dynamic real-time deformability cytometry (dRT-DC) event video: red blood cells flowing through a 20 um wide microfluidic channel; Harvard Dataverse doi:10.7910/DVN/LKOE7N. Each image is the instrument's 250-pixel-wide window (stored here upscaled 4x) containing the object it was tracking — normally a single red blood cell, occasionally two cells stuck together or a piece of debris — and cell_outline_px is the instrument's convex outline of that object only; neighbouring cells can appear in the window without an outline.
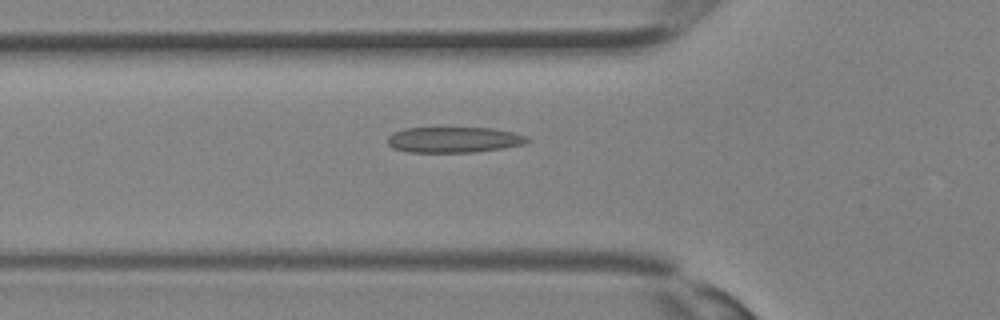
{"species": "Egyptian fruit bat (a non-hibernating species)", "species_latin": "Rousettus aegyptiacus", "temperature_condition": "room temperature", "stored_images_in_passage": 34, "camera_frame_rate_fps": 3000, "um_per_image_px": 0.085, "animal": {"sex": "female"}, "frame": {"image": 1, "passage_image": 12, "time_ms": 3.667, "image_size_px": [1000, 320], "cell_outline_px": [[532, 140], [524, 144], [504, 148], [476, 152], [408, 152], [392, 148], [388, 144], [388, 136], [392, 132], [404, 128], [492, 128], [512, 132], [528, 136]], "centroid_in_image_um": [38.59, 11.88], "position_along_channel_um": 87.2, "area_um2": 21.1}}
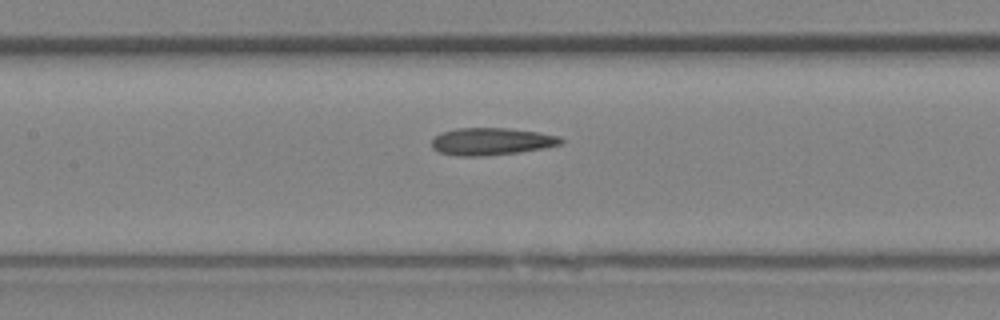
{"frame": {"image": 2, "passage_image": 16, "time_ms": 5.0, "image_size_px": [1000, 320], "cell_outline_px": [[564, 140], [560, 144], [544, 148], [520, 152], [480, 156], [456, 156], [440, 152], [432, 148], [432, 140], [440, 132], [456, 128], [508, 128], [540, 132], [560, 136]], "centroid_in_image_um": [41.77, 12.02], "position_along_channel_um": 165.6, "area_um2": 20.63}}
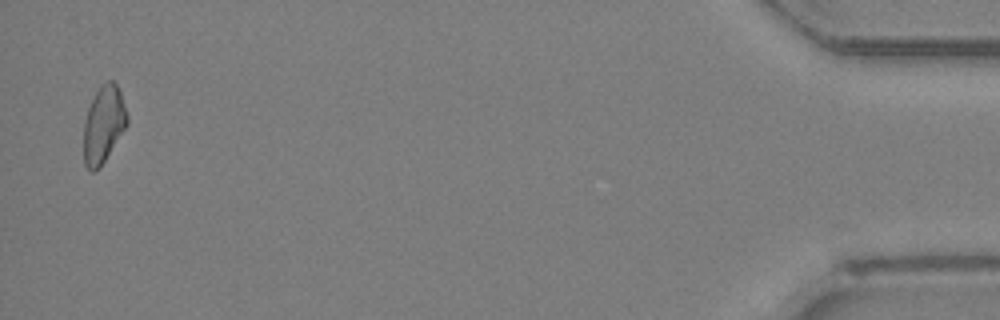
{"frame": {"image": 3, "passage_image": 34, "time_ms": 11.0, "image_size_px": [1000, 320], "cell_outline_px": [[128, 124], [100, 168], [92, 172], [84, 164], [84, 120], [88, 108], [100, 84], [104, 80], [112, 80], [116, 84], [120, 92], [128, 116]], "centroid_in_image_um": [8.8, 10.57], "position_along_channel_um": 426.4, "area_um2": 19.54}}